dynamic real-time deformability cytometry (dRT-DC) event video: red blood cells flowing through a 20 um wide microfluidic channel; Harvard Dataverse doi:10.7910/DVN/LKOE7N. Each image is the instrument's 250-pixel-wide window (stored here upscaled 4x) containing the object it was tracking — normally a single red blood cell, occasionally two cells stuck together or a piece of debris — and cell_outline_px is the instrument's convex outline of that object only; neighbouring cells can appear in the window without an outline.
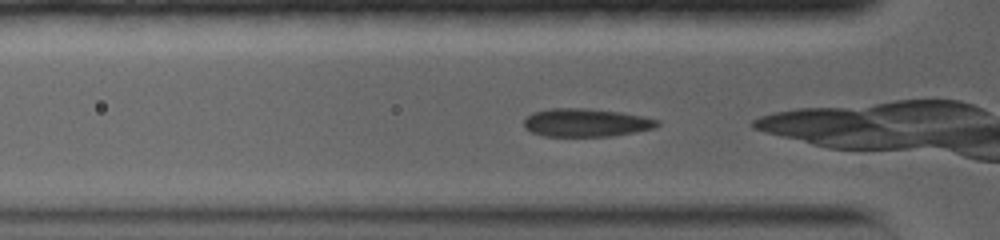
{"species": "common noctule bat (a hibernating species)", "species_latin": "Nyctalus noctula", "temperature_condition": "warm", "stored_images_in_passage": 51, "camera_frame_rate_fps": 5000, "um_per_image_px": 0.085, "animal": {"sex": "female", "body_mass_g": 19.0, "forearm_length_mm": 56.7}, "frame": {"image": 1, "passage_image": 3, "time_ms": 0.4, "image_size_px": [1000, 240], "cell_outline_px": [[660, 124], [656, 128], [636, 132], [612, 136], [544, 136], [532, 132], [524, 128], [524, 120], [532, 112], [552, 108], [584, 108], [620, 112], [644, 116], [660, 120]], "centroid_in_image_um": [49.84, 10.42], "position_along_channel_um": 76.0, "area_um2": 22.02}}
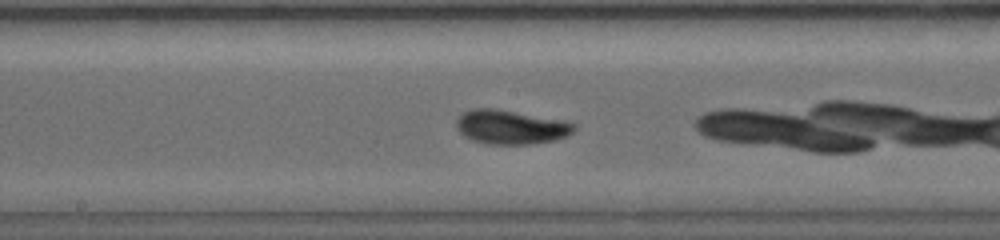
{"frame": {"image": 2, "passage_image": 20, "time_ms": 3.8, "image_size_px": [1000, 240], "cell_outline_px": [[576, 128], [568, 136], [556, 140], [528, 144], [488, 144], [472, 140], [464, 136], [456, 128], [456, 120], [464, 112], [472, 108], [496, 108], [564, 120], [576, 124]], "centroid_in_image_um": [43.43, 10.79], "position_along_channel_um": 204.8, "area_um2": 23.58}}
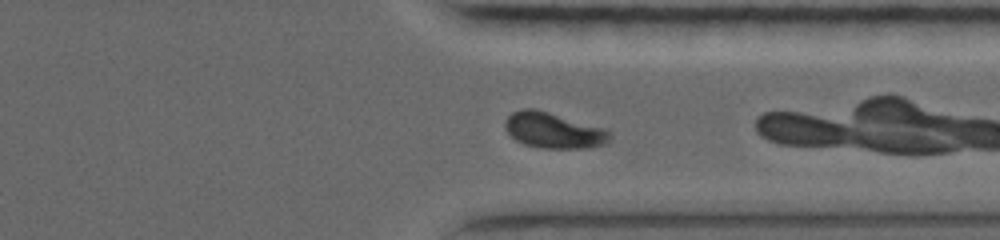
{"frame": {"image": 3, "passage_image": 41, "time_ms": 8.0, "image_size_px": [1000, 240], "cell_outline_px": [[612, 136], [608, 144], [588, 148], [540, 148], [524, 144], [516, 140], [504, 128], [504, 120], [512, 112], [520, 108], [536, 108], [604, 128], [612, 132]], "centroid_in_image_um": [47.06, 11.08], "position_along_channel_um": 364.3, "area_um2": 22.14}}